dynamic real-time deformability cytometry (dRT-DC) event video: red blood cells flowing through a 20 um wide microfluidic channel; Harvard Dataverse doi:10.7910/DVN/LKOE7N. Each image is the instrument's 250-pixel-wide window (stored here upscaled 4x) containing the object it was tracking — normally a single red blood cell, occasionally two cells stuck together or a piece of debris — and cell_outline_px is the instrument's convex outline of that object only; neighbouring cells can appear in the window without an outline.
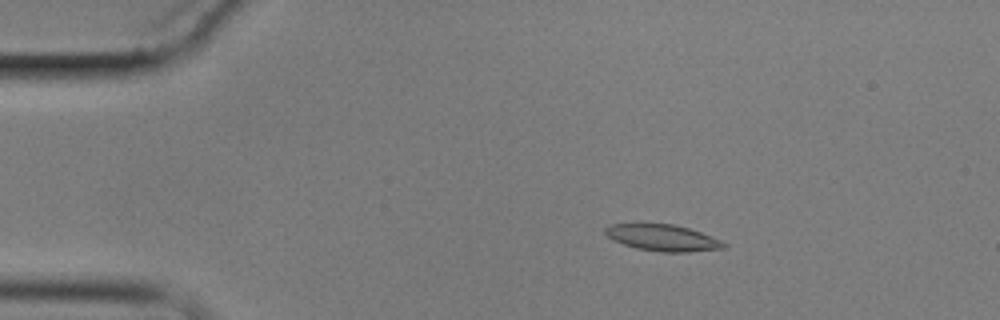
{"species": "common noctule bat (a hibernating species)", "species_latin": "Nyctalus noctula", "temperature_condition": "cold", "stored_images_in_passage": 3, "camera_frame_rate_fps": 3000, "um_per_image_px": 0.085, "animal": {"sex": "male", "body_mass_g": 17.9}, "frame": {"image": 1, "passage_image": 2, "time_ms": 2.0, "image_size_px": [1000, 320], "cell_outline_px": [[728, 244], [724, 248], [688, 252], [660, 252], [636, 248], [624, 244], [608, 236], [604, 232], [604, 228], [608, 224], [672, 224], [688, 228], [712, 236]], "centroid_in_image_um": [56.34, 20.21], "position_along_channel_um": 28.7, "area_um2": 18.09}}